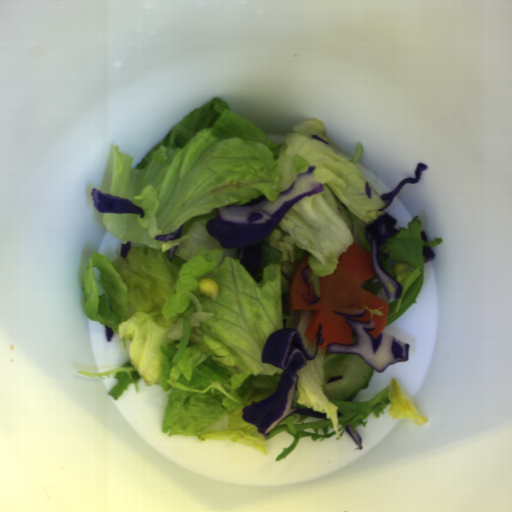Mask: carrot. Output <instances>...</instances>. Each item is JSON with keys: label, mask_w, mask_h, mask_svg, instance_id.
Returning a JSON list of instances; mask_svg holds the SVG:
<instances>
[{"label": "carrot", "mask_w": 512, "mask_h": 512, "mask_svg": "<svg viewBox=\"0 0 512 512\" xmlns=\"http://www.w3.org/2000/svg\"><path fill=\"white\" fill-rule=\"evenodd\" d=\"M311 256L308 254L292 275L288 293L289 309L316 311L305 330L306 339L316 346V336L321 325L323 343L319 344V349L327 350L328 344L351 345L353 330L343 317L335 313L357 316L365 311L363 317L349 319L362 323L373 321L374 329L368 333L376 339L384 331L389 305L361 285L363 281L377 275L372 253L352 242L347 251L339 256L336 271L320 278V298L313 305L312 302L317 299L315 285L312 280L308 281V294V285L302 274Z\"/></svg>", "instance_id": "1"}]
</instances>
